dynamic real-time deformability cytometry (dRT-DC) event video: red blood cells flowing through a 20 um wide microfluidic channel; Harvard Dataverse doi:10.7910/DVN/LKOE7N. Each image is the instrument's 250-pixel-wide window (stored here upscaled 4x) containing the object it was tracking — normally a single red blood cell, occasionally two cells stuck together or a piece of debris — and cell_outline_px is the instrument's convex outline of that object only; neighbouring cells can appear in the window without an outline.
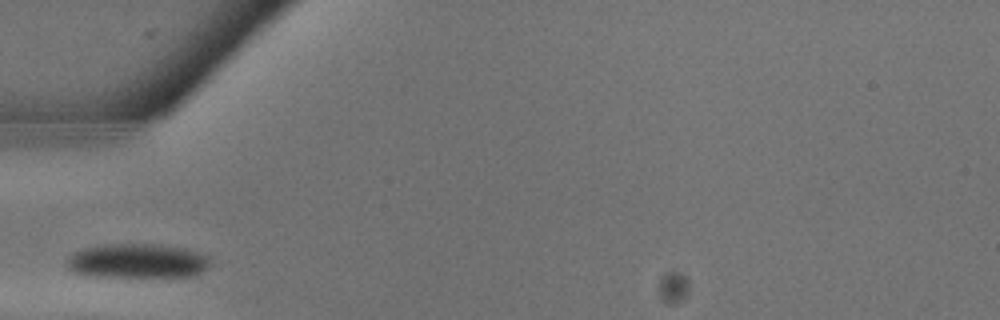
{"species": "common noctule bat (a hibernating species)", "species_latin": "Nyctalus noctula", "temperature_condition": "warm", "stored_images_in_passage": 3, "camera_frame_rate_fps": 3000, "um_per_image_px": 0.085, "animal": {"sex": "male", "body_mass_g": 13.3}, "frame": {"image": 1, "passage_image": 2, "time_ms": 0.333, "image_size_px": [1000, 320], "cell_outline_px": [[212, 264], [200, 272], [192, 276], [84, 276], [72, 272], [68, 268], [68, 260], [76, 252], [84, 248], [100, 244], [160, 244], [188, 248], [200, 252], [208, 256], [212, 260]], "centroid_in_image_um": [11.73, 22.17], "position_along_channel_um": 73.3, "area_um2": 28.96}}